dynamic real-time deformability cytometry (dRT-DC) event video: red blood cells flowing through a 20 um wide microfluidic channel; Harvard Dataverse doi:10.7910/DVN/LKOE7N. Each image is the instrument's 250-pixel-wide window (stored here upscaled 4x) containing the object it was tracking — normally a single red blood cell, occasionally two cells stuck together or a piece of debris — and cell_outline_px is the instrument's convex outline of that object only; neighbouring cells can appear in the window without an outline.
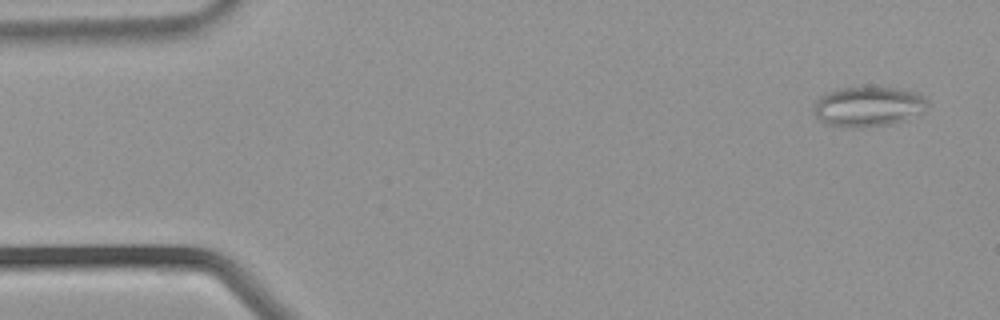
{"species": "common noctule bat (a hibernating species)", "species_latin": "Nyctalus noctula", "temperature_condition": "warm", "stored_images_in_passage": 37, "camera_frame_rate_fps": 3000, "um_per_image_px": 0.085, "animal": {"sex": "male", "body_mass_g": 21.5, "forearm_length_mm": 52.0}, "frame": {"image": 1, "passage_image": 2, "time_ms": 0.333, "image_size_px": [1000, 320], "cell_outline_px": [[928, 104], [924, 112], [920, 116], [892, 124], [860, 128], [848, 128], [824, 124], [812, 112], [816, 100], [824, 92], [836, 88], [900, 88], [916, 92], [924, 96], [928, 100]], "centroid_in_image_um": [73.81, 9.08], "position_along_channel_um": 11.2, "area_um2": 27.22}}
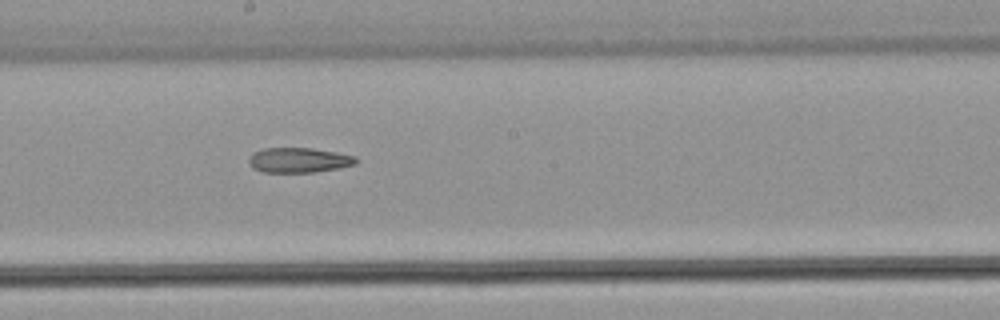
{"frame": {"image": 2, "passage_image": 20, "time_ms": 6.333, "image_size_px": [1000, 320], "cell_outline_px": [[356, 164], [316, 172], [260, 172], [252, 168], [248, 160], [252, 152], [264, 148], [312, 148], [336, 152], [356, 156]], "centroid_in_image_um": [25.36, 13.61], "position_along_channel_um": 222.8, "area_um2": 15.61}}
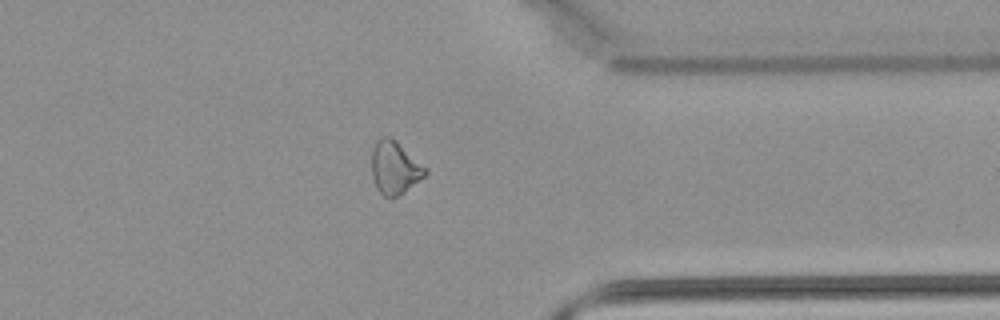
{"frame": {"image": 3, "passage_image": 29, "time_ms": 9.333, "image_size_px": [1000, 320], "cell_outline_px": [[428, 172], [424, 176], [404, 192], [396, 196], [384, 196], [376, 188], [372, 176], [372, 148], [376, 140], [380, 136], [388, 136], [396, 140], [428, 168]], "centroid_in_image_um": [33.55, 14.21], "position_along_channel_um": 377.9, "area_um2": 16.59}}